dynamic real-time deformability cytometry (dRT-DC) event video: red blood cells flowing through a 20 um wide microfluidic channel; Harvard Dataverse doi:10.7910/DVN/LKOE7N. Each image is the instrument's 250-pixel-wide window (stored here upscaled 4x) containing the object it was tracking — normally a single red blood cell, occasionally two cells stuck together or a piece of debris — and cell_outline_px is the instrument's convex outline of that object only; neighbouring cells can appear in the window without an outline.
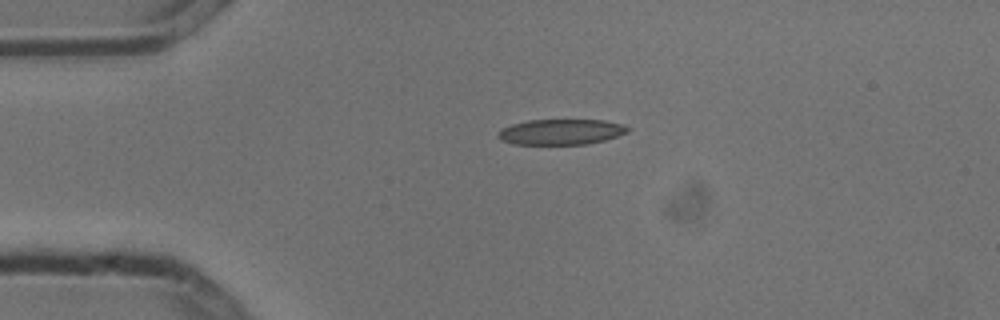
{"species": "common noctule bat (a hibernating species)", "species_latin": "Nyctalus noctula", "temperature_condition": "cold", "stored_images_in_passage": 2, "camera_frame_rate_fps": 3000, "um_per_image_px": 0.085, "animal": {"sex": "male", "body_mass_g": 13.3}, "frame": {"image": 1, "passage_image": 1, "time_ms": 0.0, "image_size_px": [1000, 320], "cell_outline_px": [[628, 132], [604, 140], [584, 144], [512, 144], [500, 140], [496, 136], [504, 128], [512, 124], [528, 120], [604, 120], [624, 124], [628, 128]], "centroid_in_image_um": [47.68, 11.21], "position_along_channel_um": 37.3, "area_um2": 19.13}}